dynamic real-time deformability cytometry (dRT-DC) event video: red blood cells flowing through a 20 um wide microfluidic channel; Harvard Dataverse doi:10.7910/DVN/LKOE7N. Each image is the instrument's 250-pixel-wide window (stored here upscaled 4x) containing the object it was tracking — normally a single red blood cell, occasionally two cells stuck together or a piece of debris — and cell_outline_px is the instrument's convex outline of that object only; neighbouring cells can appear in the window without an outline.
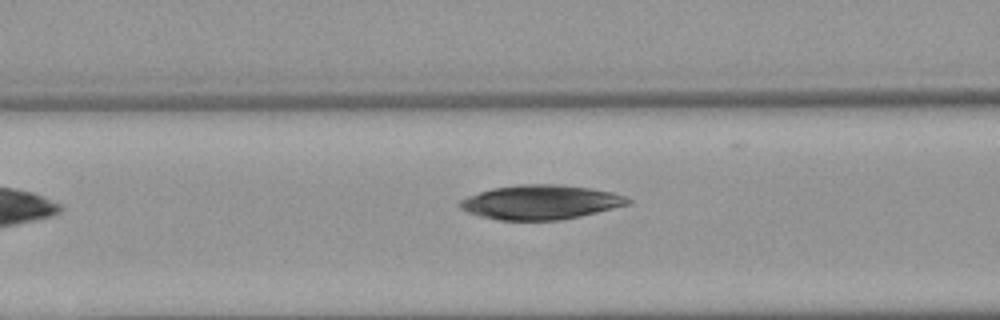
{"species": "Egyptian fruit bat (a non-hibernating species)", "species_latin": "Rousettus aegyptiacus", "temperature_condition": "warm", "stored_images_in_passage": 4, "segment_of_instrument_passage": [2, 2], "camera_frame_rate_fps": 3000, "um_per_image_px": 0.085, "animal": {"sex": "female"}, "frame": {"image": 1, "passage_image": 4, "time_ms": 3.667, "image_size_px": [1000, 320], "cell_outline_px": [[632, 204], [580, 216], [560, 220], [496, 220], [480, 216], [468, 212], [460, 208], [456, 204], [460, 200], [468, 196], [492, 188], [520, 184], [556, 184], [588, 188], [612, 192], [624, 196], [632, 200]], "centroid_in_image_um": [45.94, 17.19], "position_along_channel_um": 120.7, "area_um2": 33.7}}